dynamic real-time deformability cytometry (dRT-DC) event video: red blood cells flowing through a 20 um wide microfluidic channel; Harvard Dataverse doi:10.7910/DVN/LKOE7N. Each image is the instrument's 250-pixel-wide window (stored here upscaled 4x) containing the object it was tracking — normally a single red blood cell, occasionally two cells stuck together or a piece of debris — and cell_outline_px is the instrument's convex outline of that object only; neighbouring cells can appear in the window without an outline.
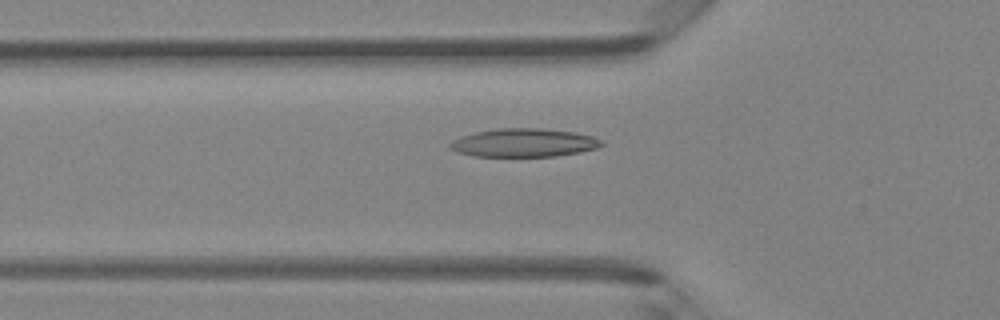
{"species": "Egyptian fruit bat (a non-hibernating species)", "species_latin": "Rousettus aegyptiacus", "temperature_condition": "room temperature", "stored_images_in_passage": 47, "camera_frame_rate_fps": 3000, "um_per_image_px": 0.085, "animal": {"sex": "female"}, "frame": {"image": 1, "passage_image": 16, "time_ms": 5.0, "image_size_px": [1000, 320], "cell_outline_px": [[604, 144], [596, 148], [580, 152], [556, 156], [472, 156], [456, 152], [448, 148], [448, 144], [452, 140], [460, 136], [476, 132], [500, 128], [540, 128], [572, 132], [592, 136], [600, 140]], "centroid_in_image_um": [44.46, 12.14], "position_along_channel_um": 81.3, "area_um2": 25.03}}
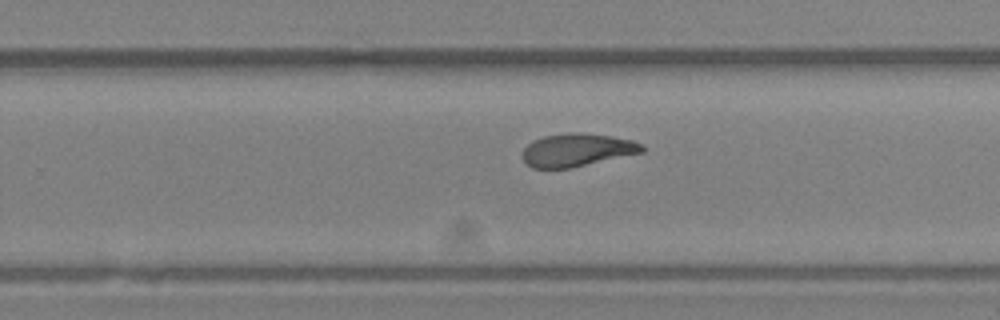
{"frame": {"image": 2, "passage_image": 30, "time_ms": 9.667, "image_size_px": [1000, 320], "cell_outline_px": [[644, 152], [568, 168], [532, 168], [520, 156], [524, 148], [532, 140], [544, 136], [564, 132], [580, 132], [612, 136], [632, 140], [640, 144], [644, 148]], "centroid_in_image_um": [49.0, 12.73], "position_along_channel_um": 280.8, "area_um2": 22.95}}
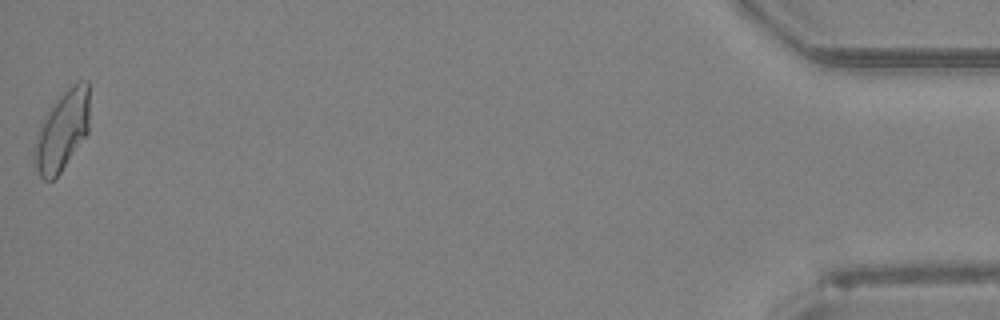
{"frame": {"image": 3, "passage_image": 47, "time_ms": 15.333, "image_size_px": [1000, 320], "cell_outline_px": [[88, 132], [60, 172], [52, 180], [44, 180], [40, 176], [32, 164], [32, 152], [36, 132], [44, 116], [56, 100], [76, 80], [88, 80]], "centroid_in_image_um": [5.23, 11.13], "position_along_channel_um": 430.0, "area_um2": 25.72}, "authors_computed_cell_mechanics": {"area_um2": 23.5246, "velocity_mm_per_s": 4.2819, "shape_relaxation_time_tau1_ms": 5.3071, "shape_relaxation_time_tau2_ms": 2.0241, "deformation_change_tau1": 0.1709, "deformation_change_tau2": 0.0753}}